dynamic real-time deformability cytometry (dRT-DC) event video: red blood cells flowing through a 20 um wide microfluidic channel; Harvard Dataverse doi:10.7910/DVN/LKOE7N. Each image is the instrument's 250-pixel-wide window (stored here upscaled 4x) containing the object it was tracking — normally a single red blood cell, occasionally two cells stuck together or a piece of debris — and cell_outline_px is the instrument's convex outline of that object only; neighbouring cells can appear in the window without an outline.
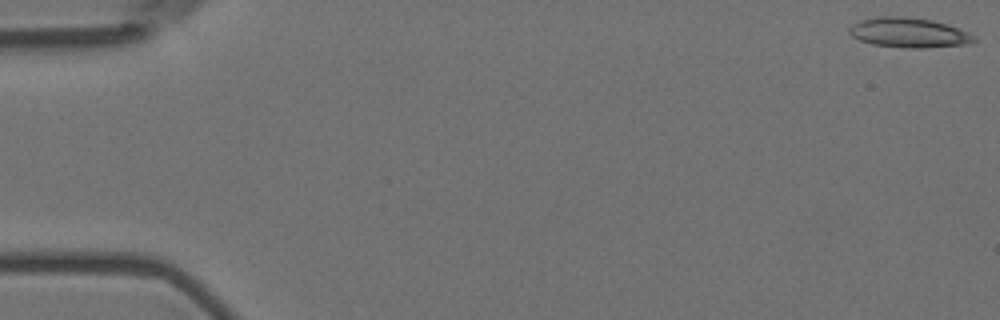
{"species": "Egyptian fruit bat (a non-hibernating species)", "species_latin": "Rousettus aegyptiacus", "temperature_condition": "room temperature", "stored_images_in_passage": 61, "camera_frame_rate_fps": 3000, "um_per_image_px": 0.085, "animal": {"sex": "female"}, "frame": {"image": 1, "passage_image": 1, "time_ms": 0.0, "image_size_px": [1000, 320], "cell_outline_px": [[976, 40], [968, 44], [924, 48], [908, 48], [872, 44], [860, 40], [852, 36], [848, 32], [848, 28], [852, 24], [860, 20], [880, 16], [904, 16], [932, 20], [968, 32], [976, 36]], "centroid_in_image_um": [77.22, 2.78], "position_along_channel_um": 7.8, "area_um2": 21.62}}
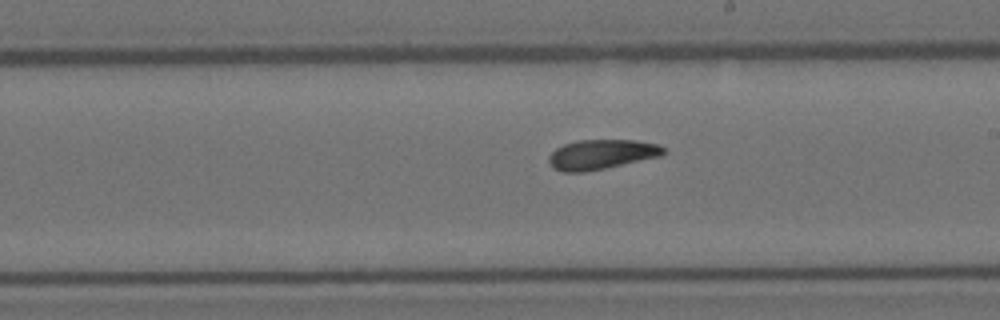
{"frame": {"image": 2, "passage_image": 35, "time_ms": 11.333, "image_size_px": [1000, 320], "cell_outline_px": [[668, 152], [660, 156], [604, 168], [584, 172], [564, 172], [552, 168], [548, 160], [548, 156], [556, 148], [564, 144], [576, 140], [636, 140], [656, 144], [664, 148]], "centroid_in_image_um": [51.09, 13.12], "position_along_channel_um": 237.9, "area_um2": 19.83}}
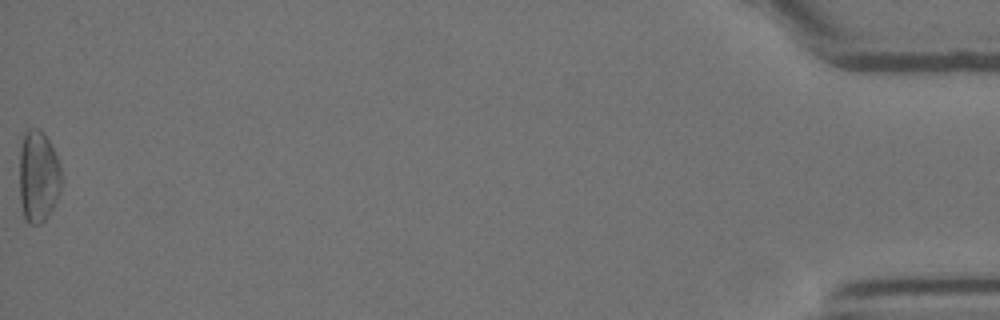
{"frame": {"image": 3, "passage_image": 61, "time_ms": 20.0, "image_size_px": [1000, 320], "cell_outline_px": [[60, 192], [48, 216], [40, 224], [28, 224], [24, 220], [20, 200], [20, 148], [24, 132], [28, 128], [40, 128], [44, 132], [60, 164]], "centroid_in_image_um": [3.23, 15.0], "position_along_channel_um": 432.0, "area_um2": 22.54}, "authors_computed_cell_mechanics": {"area_um2": 20.0566, "velocity_mm_per_s": 3.5442, "shape_relaxation_time_tau1_ms": null, "shape_relaxation_time_tau2_ms": 4.6258, "deformation_change_tau1": null, "deformation_change_tau2": 0.1252}}